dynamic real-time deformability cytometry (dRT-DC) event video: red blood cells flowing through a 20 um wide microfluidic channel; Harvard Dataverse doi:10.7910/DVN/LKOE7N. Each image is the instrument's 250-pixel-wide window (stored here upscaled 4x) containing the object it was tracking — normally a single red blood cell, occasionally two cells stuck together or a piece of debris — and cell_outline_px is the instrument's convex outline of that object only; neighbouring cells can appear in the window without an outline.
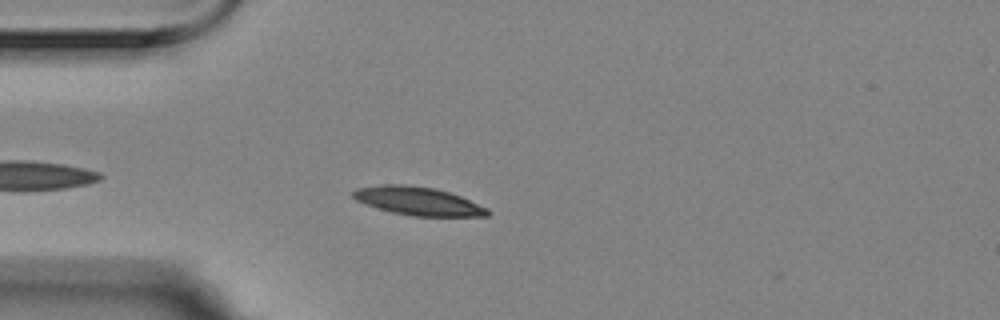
{"species": "Egyptian fruit bat (a non-hibernating species)", "species_latin": "Rousettus aegyptiacus", "temperature_condition": "room temperature", "stored_images_in_passage": 5, "camera_frame_rate_fps": 3000, "um_per_image_px": 0.085, "animal": {"sex": "female"}, "frame": {"image": 1, "passage_image": 5, "time_ms": 1.333, "image_size_px": [1000, 320], "cell_outline_px": [[488, 216], [412, 216], [392, 212], [376, 208], [356, 200], [352, 196], [352, 192], [356, 188], [380, 184], [404, 184], [436, 188], [460, 196], [488, 208]], "centroid_in_image_um": [35.49, 17.08], "position_along_channel_um": 49.5, "area_um2": 22.2}}